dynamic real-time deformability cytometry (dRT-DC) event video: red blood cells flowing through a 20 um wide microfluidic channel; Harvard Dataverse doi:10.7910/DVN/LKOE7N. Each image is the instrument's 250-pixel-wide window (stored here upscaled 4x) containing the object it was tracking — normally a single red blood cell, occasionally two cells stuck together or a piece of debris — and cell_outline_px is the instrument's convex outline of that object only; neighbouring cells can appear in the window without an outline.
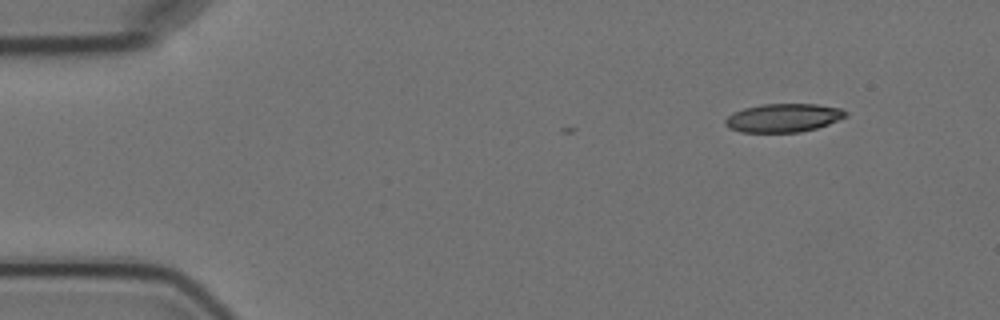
{"species": "Egyptian fruit bat (a non-hibernating species)", "species_latin": "Rousettus aegyptiacus", "temperature_condition": "cold", "stored_images_in_passage": 3, "camera_frame_rate_fps": 3000, "um_per_image_px": 0.085, "animal": {"sex": "female"}, "frame": {"image": 1, "passage_image": 1, "time_ms": 0.0, "image_size_px": [1000, 320], "cell_outline_px": [[848, 116], [828, 124], [816, 128], [800, 132], [740, 132], [728, 128], [724, 124], [724, 120], [732, 112], [744, 108], [760, 104], [816, 104], [840, 108], [848, 112]], "centroid_in_image_um": [66.56, 10.01], "position_along_channel_um": 18.4, "area_um2": 20.11}}